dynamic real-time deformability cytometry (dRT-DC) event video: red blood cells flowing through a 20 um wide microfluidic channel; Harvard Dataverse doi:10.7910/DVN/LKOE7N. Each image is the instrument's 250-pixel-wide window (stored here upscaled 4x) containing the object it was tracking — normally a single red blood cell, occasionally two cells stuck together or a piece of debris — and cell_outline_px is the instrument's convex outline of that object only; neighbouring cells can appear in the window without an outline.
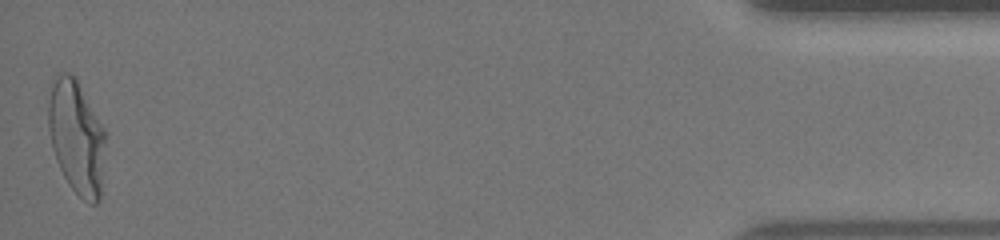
{"species": "human", "species_latin": "Homo sapiens", "temperature_condition": "warm", "stored_images_in_passage": 37, "camera_frame_rate_fps": 3000, "um_per_image_px": 0.085, "donor": {"sex": "female"}, "frame": {"image": 1, "passage_image": 37, "time_ms": 12.0, "image_size_px": [1000, 240], "cell_outline_px": [[108, 136], [100, 200], [96, 204], [92, 204], [84, 200], [68, 184], [56, 160], [52, 148], [48, 128], [48, 100], [52, 84], [56, 72], [68, 72], [76, 76], [104, 128]], "centroid_in_image_um": [6.53, 11.64], "position_along_channel_um": 428.7, "area_um2": 38.78}, "authors_computed_cell_mechanics": {"area_um2": 33.1772, "velocity_mm_per_s": 3.9563, "shape_relaxation_time_tau1_ms": 3.9725, "shape_relaxation_time_tau2_ms": null, "deformation_change_tau1": 0.2232, "deformation_change_tau2": null}}